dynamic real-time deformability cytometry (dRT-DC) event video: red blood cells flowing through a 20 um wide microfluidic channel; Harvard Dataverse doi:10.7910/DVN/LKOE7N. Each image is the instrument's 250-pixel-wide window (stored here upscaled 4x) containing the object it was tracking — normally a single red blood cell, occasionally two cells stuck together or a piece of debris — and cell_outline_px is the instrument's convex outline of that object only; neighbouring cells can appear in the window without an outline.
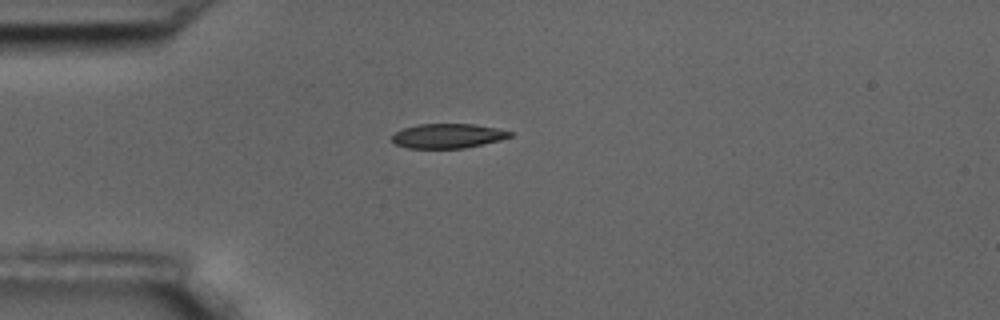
{"species": "common noctule bat (a hibernating species)", "species_latin": "Nyctalus noctula", "temperature_condition": "room temperature", "stored_images_in_passage": 5, "camera_frame_rate_fps": 3000, "um_per_image_px": 0.085, "animal": {"sex": "male", "body_mass_g": 17.5, "forearm_length_mm": 52.3}, "frame": {"image": 1, "passage_image": 5, "time_ms": 5.667, "image_size_px": [1000, 320], "cell_outline_px": [[512, 136], [500, 140], [464, 148], [408, 148], [396, 144], [392, 140], [392, 136], [396, 132], [404, 128], [420, 124], [476, 124], [496, 128], [512, 132]], "centroid_in_image_um": [38.07, 11.55], "position_along_channel_um": 46.9, "area_um2": 16.7}}